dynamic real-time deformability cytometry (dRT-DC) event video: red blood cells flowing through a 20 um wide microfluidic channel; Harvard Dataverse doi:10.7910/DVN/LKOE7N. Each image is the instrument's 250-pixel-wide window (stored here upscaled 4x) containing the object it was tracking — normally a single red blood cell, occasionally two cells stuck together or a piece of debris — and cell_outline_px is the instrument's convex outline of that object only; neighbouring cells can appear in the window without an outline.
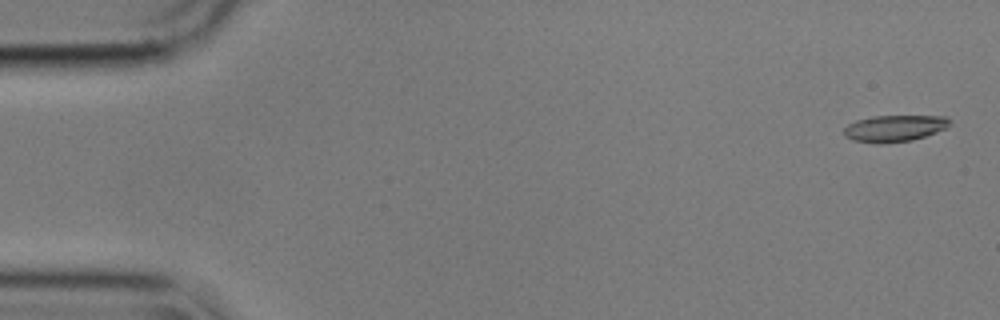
{"species": "common noctule bat (a hibernating species)", "species_latin": "Nyctalus noctula", "temperature_condition": "cold", "stored_images_in_passage": 56, "camera_frame_rate_fps": 3000, "um_per_image_px": 0.085, "animal": {"sex": "male", "body_mass_g": 17.9}, "frame": {"image": 1, "passage_image": 2, "time_ms": 0.333, "image_size_px": [1000, 320], "cell_outline_px": [[948, 124], [944, 128], [936, 132], [912, 140], [880, 144], [852, 140], [844, 136], [844, 128], [848, 124], [856, 120], [872, 116], [948, 116]], "centroid_in_image_um": [75.97, 10.91], "position_along_channel_um": 9.0, "area_um2": 16.24}}
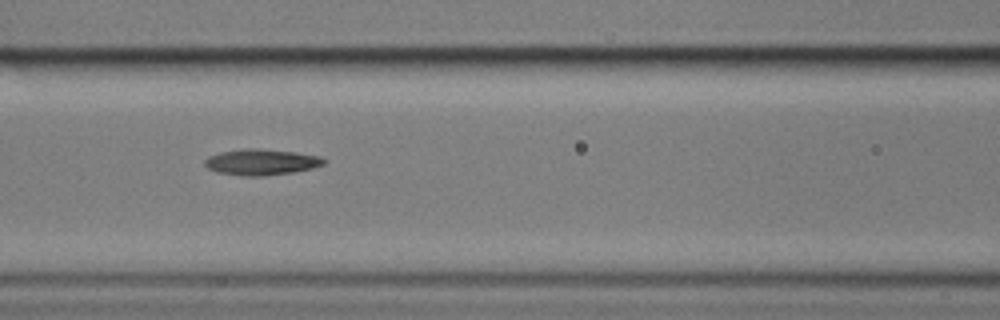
{"frame": {"image": 2, "passage_image": 24, "time_ms": 7.667, "image_size_px": [1000, 320], "cell_outline_px": [[324, 164], [312, 168], [292, 172], [264, 176], [244, 176], [216, 172], [208, 168], [204, 164], [204, 160], [208, 156], [220, 152], [244, 148], [256, 148], [296, 152], [320, 156], [324, 160]], "centroid_in_image_um": [22.17, 13.77], "position_along_channel_um": 144.4, "area_um2": 18.03}}
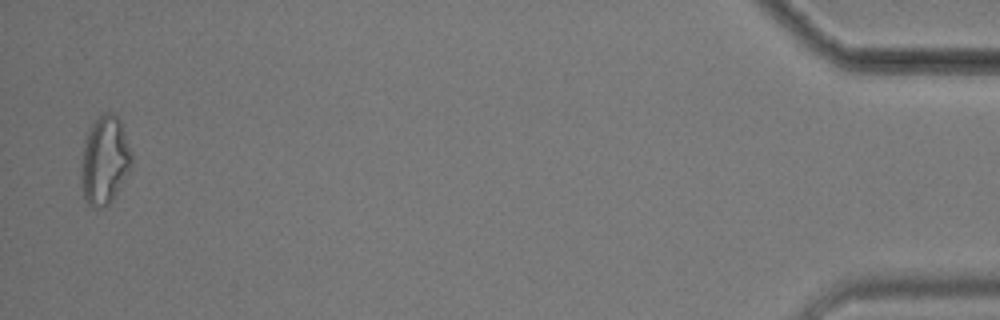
{"frame": {"image": 3, "passage_image": 55, "time_ms": 18.0, "image_size_px": [1000, 320], "cell_outline_px": [[132, 168], [112, 200], [104, 208], [92, 208], [84, 200], [80, 180], [80, 168], [84, 140], [92, 124], [104, 112], [112, 112], [120, 120], [132, 156]], "centroid_in_image_um": [8.88, 13.68], "position_along_channel_um": 426.3, "area_um2": 26.24}, "authors_computed_cell_mechanics": {"area_um2": 17.4845, "velocity_mm_per_s": 3.5754, "shape_relaxation_time_tau1_ms": null, "shape_relaxation_time_tau2_ms": 5.6852, "deformation_change_tau1": null, "deformation_change_tau2": 0.153}}